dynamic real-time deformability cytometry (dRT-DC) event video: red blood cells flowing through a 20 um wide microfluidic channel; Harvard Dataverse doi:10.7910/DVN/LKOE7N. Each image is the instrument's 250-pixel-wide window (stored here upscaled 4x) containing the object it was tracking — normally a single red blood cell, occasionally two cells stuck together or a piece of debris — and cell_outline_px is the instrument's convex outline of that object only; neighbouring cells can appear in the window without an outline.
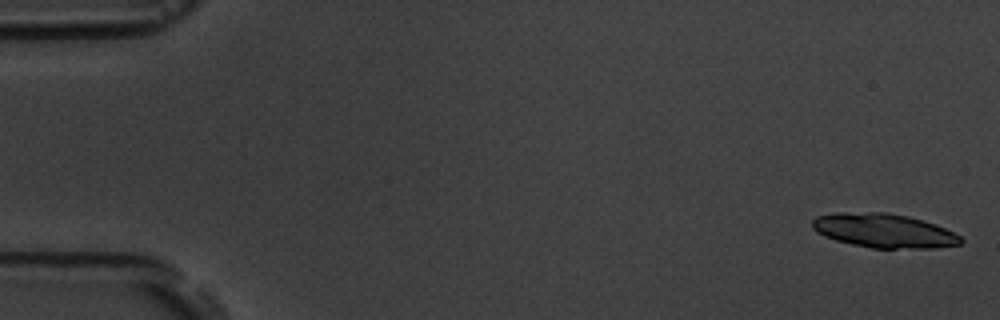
{"species": "common noctule bat (a hibernating species)", "species_latin": "Nyctalus noctula", "temperature_condition": "room temperature", "stored_images_in_passage": 4, "camera_frame_rate_fps": 3000, "um_per_image_px": 0.085, "animal": {"sex": "male", "body_mass_g": 19.5, "forearm_length_mm": 54.6}, "frame": {"image": 1, "passage_image": 1, "time_ms": 0.0, "image_size_px": [1000, 320], "cell_outline_px": [[964, 240], [960, 244], [932, 248], [872, 248], [852, 244], [836, 240], [824, 236], [816, 232], [812, 228], [812, 220], [816, 216], [836, 212], [888, 212], [908, 216], [936, 224], [960, 236]], "centroid_in_image_um": [75.1, 19.6], "position_along_channel_um": 9.9, "area_um2": 29.54}}